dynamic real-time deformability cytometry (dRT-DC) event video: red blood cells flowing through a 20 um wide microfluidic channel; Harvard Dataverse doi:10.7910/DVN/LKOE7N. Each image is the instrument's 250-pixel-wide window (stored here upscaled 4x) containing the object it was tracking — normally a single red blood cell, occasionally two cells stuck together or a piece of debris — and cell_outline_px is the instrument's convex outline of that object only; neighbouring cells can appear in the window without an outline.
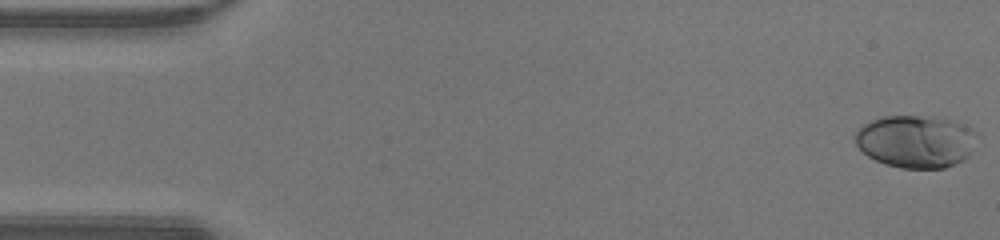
{"species": "human", "species_latin": "Homo sapiens", "temperature_condition": "warm", "stored_images_in_passage": 48, "camera_frame_rate_fps": 3000, "um_per_image_px": 0.085, "donor": {"sex": "male"}, "frame": {"image": 1, "passage_image": 1, "time_ms": 0.0, "image_size_px": [1000, 240], "cell_outline_px": [[968, 156], [964, 160], [944, 168], [900, 168], [884, 164], [868, 156], [856, 144], [856, 132], [864, 124], [872, 120], [884, 116], [932, 116], [956, 120], [968, 128]], "centroid_in_image_um": [77.72, 12.02], "position_along_channel_um": 7.3, "area_um2": 36.24}}
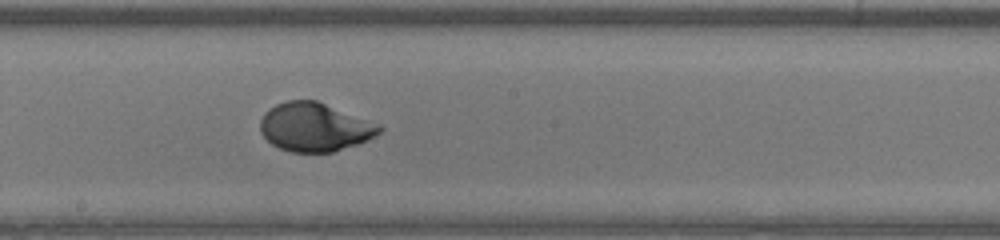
{"frame": {"image": 2, "passage_image": 26, "time_ms": 8.333, "image_size_px": [1000, 240], "cell_outline_px": [[384, 128], [376, 136], [368, 140], [332, 152], [292, 152], [280, 148], [272, 144], [260, 132], [260, 120], [264, 112], [276, 104], [288, 100], [316, 100], [380, 124]], "centroid_in_image_um": [26.75, 10.8], "position_along_channel_um": 221.5, "area_um2": 33.7}}
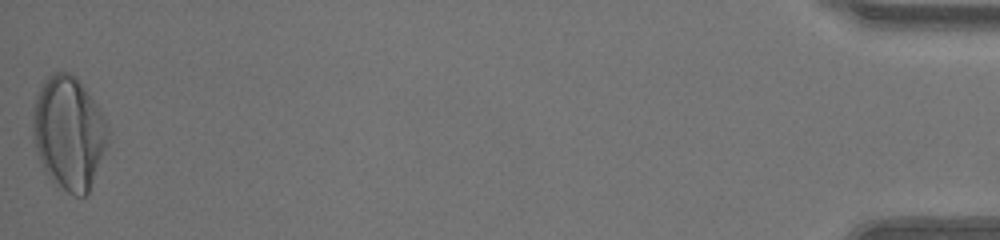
{"frame": {"image": 3, "passage_image": 48, "time_ms": 15.667, "image_size_px": [1000, 240], "cell_outline_px": [[108, 144], [88, 192], [84, 196], [72, 196], [60, 188], [52, 180], [44, 168], [40, 160], [36, 148], [32, 128], [32, 112], [36, 96], [44, 80], [48, 76], [56, 72], [68, 72], [76, 76], [100, 112], [108, 128]], "centroid_in_image_um": [5.83, 11.31], "position_along_channel_um": 429.4, "area_um2": 49.01}, "authors_computed_cell_mechanics": {"area_um2": 34.0442, "velocity_mm_per_s": 4.2933, "shape_relaxation_time_tau1_ms": 4.1091, "shape_relaxation_time_tau2_ms": null, "deformation_change_tau1": 0.2121, "deformation_change_tau2": null}}